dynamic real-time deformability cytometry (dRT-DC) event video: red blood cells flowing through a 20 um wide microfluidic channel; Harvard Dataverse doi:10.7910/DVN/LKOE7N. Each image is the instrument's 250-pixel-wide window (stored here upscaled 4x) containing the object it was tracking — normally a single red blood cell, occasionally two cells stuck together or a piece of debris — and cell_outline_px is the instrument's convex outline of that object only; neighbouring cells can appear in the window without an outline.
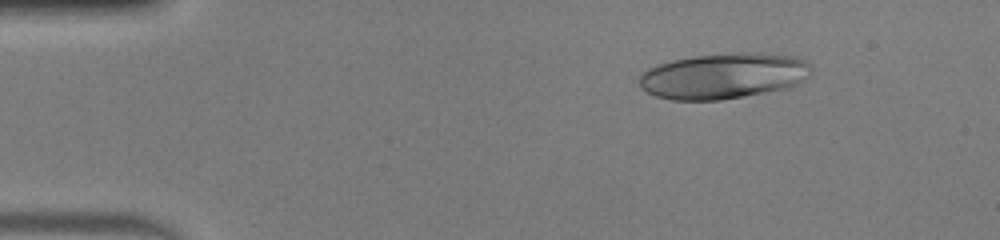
{"species": "human", "species_latin": "Homo sapiens", "temperature_condition": "warm", "stored_images_in_passage": 50, "camera_frame_rate_fps": 3000, "um_per_image_px": 0.085, "donor": {"sex": "male"}, "frame": {"image": 1, "passage_image": 7, "time_ms": 2.0, "image_size_px": [1000, 240], "cell_outline_px": [[812, 68], [808, 76], [804, 80], [788, 88], [744, 96], [720, 100], [672, 100], [656, 96], [640, 88], [640, 72], [648, 68], [672, 60], [692, 56], [740, 52], [756, 52], [796, 56], [804, 60]], "centroid_in_image_um": [61.5, 6.45], "position_along_channel_um": 23.5, "area_um2": 46.01}}
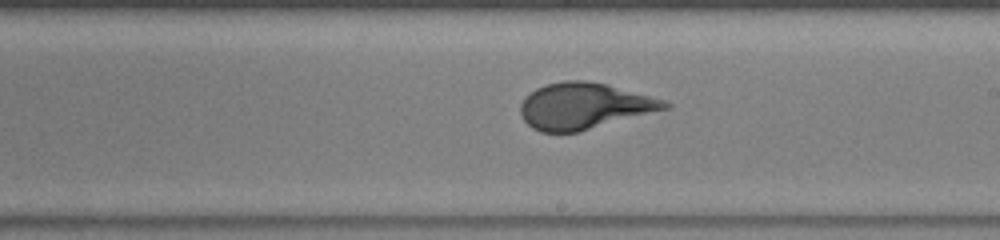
{"frame": {"image": 2, "passage_image": 29, "time_ms": 9.333, "image_size_px": [1000, 240], "cell_outline_px": [[672, 108], [580, 132], [540, 132], [532, 128], [524, 120], [520, 112], [520, 104], [524, 96], [536, 88], [544, 84], [564, 80], [584, 80], [608, 84], [668, 100], [672, 104]], "centroid_in_image_um": [49.71, 9.0], "position_along_channel_um": 239.3, "area_um2": 39.65}}
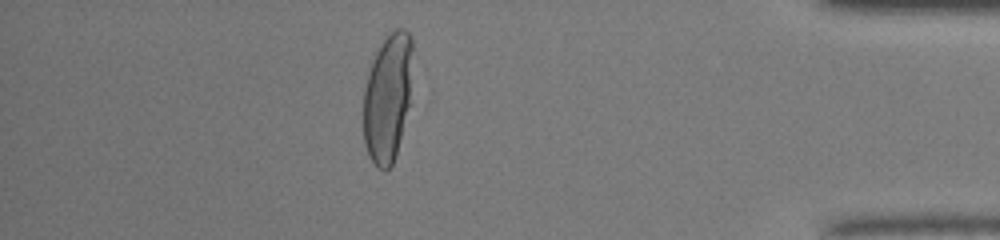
{"frame": {"image": 3, "passage_image": 44, "time_ms": 14.333, "image_size_px": [1000, 240], "cell_outline_px": [[412, 48], [408, 104], [396, 156], [392, 164], [384, 172], [368, 156], [364, 144], [364, 88], [368, 72], [372, 60], [380, 44], [396, 28], [404, 28], [412, 36]], "centroid_in_image_um": [32.92, 8.29], "position_along_channel_um": 402.3, "area_um2": 36.24}}